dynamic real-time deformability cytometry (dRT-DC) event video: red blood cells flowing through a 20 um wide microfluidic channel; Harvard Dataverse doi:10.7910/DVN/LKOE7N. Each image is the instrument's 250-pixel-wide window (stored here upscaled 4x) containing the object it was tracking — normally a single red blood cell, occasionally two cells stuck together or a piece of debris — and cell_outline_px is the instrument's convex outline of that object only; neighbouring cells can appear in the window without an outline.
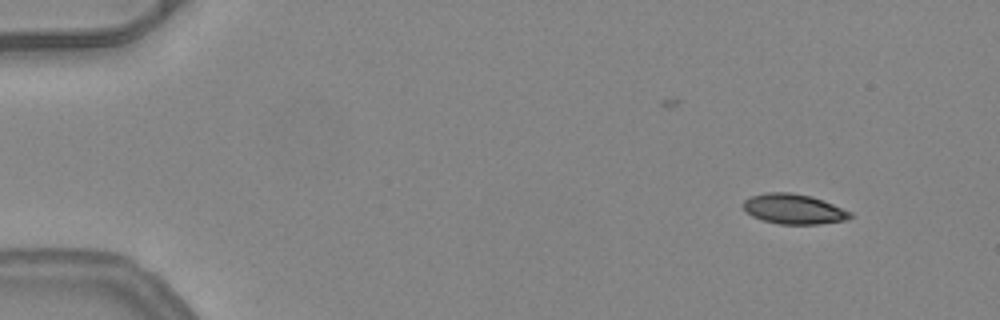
{"species": "common noctule bat (a hibernating species)", "species_latin": "Nyctalus noctula", "temperature_condition": "warm", "stored_images_in_passage": 47, "camera_frame_rate_fps": 3000, "um_per_image_px": 0.085, "animal": {"sex": "female", "body_mass_g": 24.6, "forearm_length_mm": 56.2}, "frame": {"image": 1, "passage_image": 1, "time_ms": 0.0, "image_size_px": [1000, 320], "cell_outline_px": [[852, 216], [844, 220], [816, 224], [780, 224], [760, 220], [752, 216], [744, 208], [744, 200], [752, 196], [768, 192], [788, 192], [812, 196], [824, 200], [852, 212]], "centroid_in_image_um": [67.47, 17.76], "position_along_channel_um": 17.5, "area_um2": 18.61}}
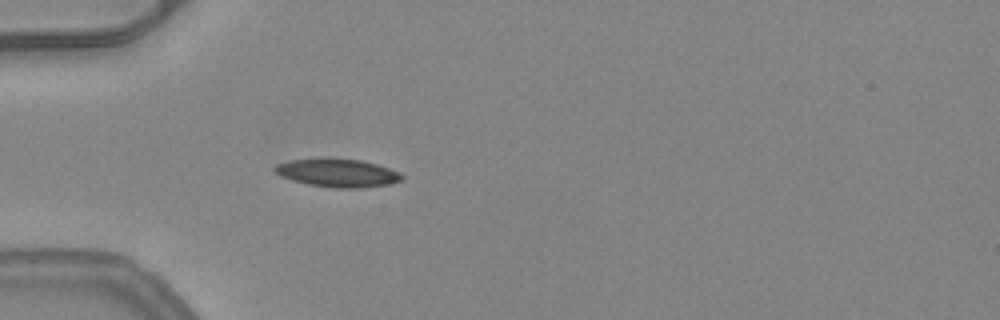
{"frame": {"image": 2, "passage_image": 12, "time_ms": 3.667, "image_size_px": [1000, 320], "cell_outline_px": [[404, 176], [400, 180], [388, 184], [360, 188], [332, 188], [308, 184], [292, 180], [280, 176], [272, 168], [276, 164], [288, 160], [320, 156], [324, 156], [360, 160], [376, 164], [400, 172]], "centroid_in_image_um": [28.62, 14.66], "position_along_channel_um": 56.4, "area_um2": 21.39}}
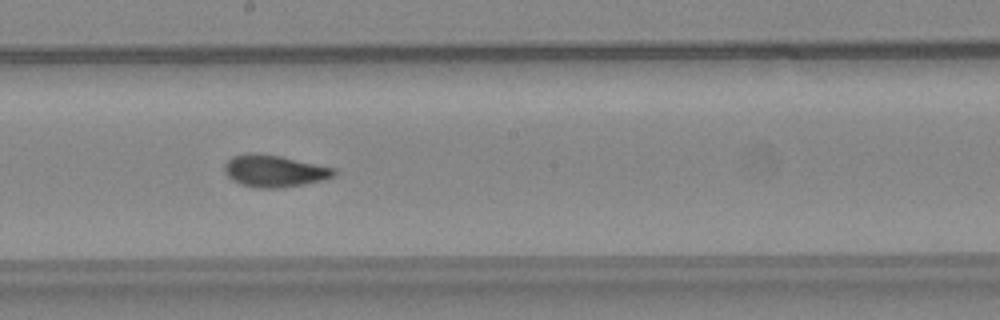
{"frame": {"image": 3, "passage_image": 25, "time_ms": 8.0, "image_size_px": [1000, 320], "cell_outline_px": [[336, 176], [324, 180], [304, 184], [280, 188], [256, 188], [240, 184], [232, 180], [224, 172], [224, 164], [232, 156], [252, 152], [280, 156], [336, 168]], "centroid_in_image_um": [23.32, 14.54], "position_along_channel_um": 224.9, "area_um2": 20.58}, "authors_computed_cell_mechanics": {"area_um2": 19.5942, "velocity_mm_per_s": 4.0652, "shape_relaxation_time_tau1_ms": 8.018, "shape_relaxation_time_tau2_ms": 1.3895, "deformation_change_tau1": 0.2286, "deformation_change_tau2": 0.083}}